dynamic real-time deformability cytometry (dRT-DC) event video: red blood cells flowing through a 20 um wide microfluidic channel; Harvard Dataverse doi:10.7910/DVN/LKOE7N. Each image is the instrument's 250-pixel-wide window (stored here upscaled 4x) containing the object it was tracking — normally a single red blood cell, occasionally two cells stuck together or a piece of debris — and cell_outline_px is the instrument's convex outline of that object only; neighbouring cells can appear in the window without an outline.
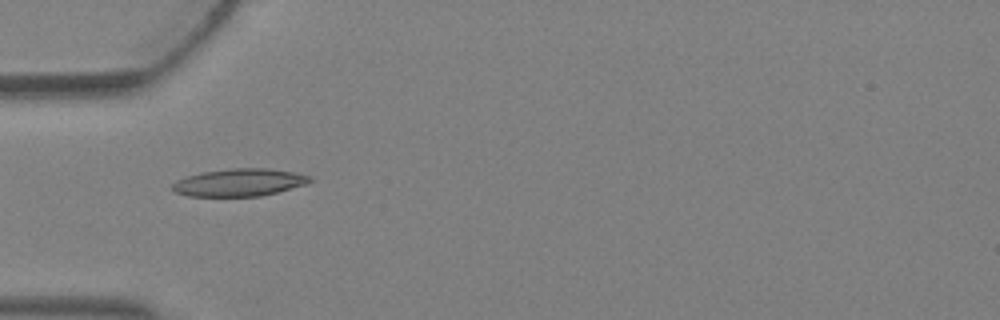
{"species": "Egyptian fruit bat (a non-hibernating species)", "species_latin": "Rousettus aegyptiacus", "temperature_condition": "warm", "stored_images_in_passage": 5, "camera_frame_rate_fps": 3000, "um_per_image_px": 0.085, "animal": {"sex": "female"}, "frame": {"image": 1, "passage_image": 4, "time_ms": 1.0, "image_size_px": [1000, 320], "cell_outline_px": [[312, 180], [304, 184], [276, 192], [260, 196], [188, 196], [176, 192], [172, 188], [172, 184], [176, 180], [200, 172], [232, 168], [268, 168], [292, 172], [312, 176]], "centroid_in_image_um": [20.31, 15.5], "position_along_channel_um": 64.7, "area_um2": 21.85}}
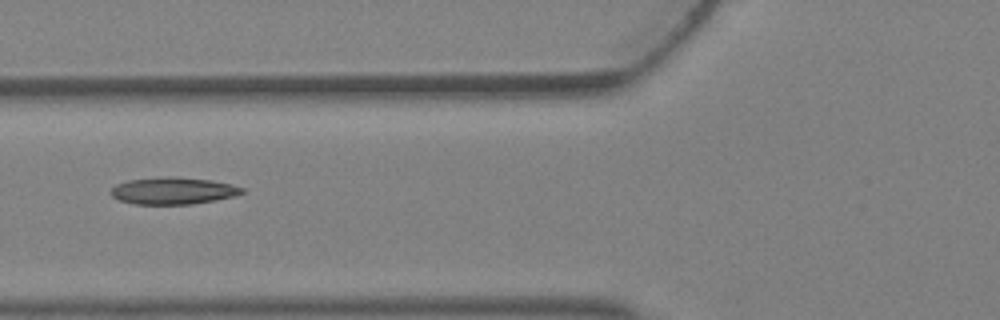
{"frame": {"image": 2, "passage_image": 5, "time_ms": 1.333, "image_size_px": [1000, 320], "cell_outline_px": [[244, 192], [232, 196], [216, 200], [192, 204], [132, 204], [120, 200], [112, 196], [108, 192], [116, 184], [128, 180], [172, 176], [176, 176], [212, 180], [232, 184], [244, 188]], "centroid_in_image_um": [14.7, 16.21], "position_along_channel_um": 111.1, "area_um2": 20.69}}